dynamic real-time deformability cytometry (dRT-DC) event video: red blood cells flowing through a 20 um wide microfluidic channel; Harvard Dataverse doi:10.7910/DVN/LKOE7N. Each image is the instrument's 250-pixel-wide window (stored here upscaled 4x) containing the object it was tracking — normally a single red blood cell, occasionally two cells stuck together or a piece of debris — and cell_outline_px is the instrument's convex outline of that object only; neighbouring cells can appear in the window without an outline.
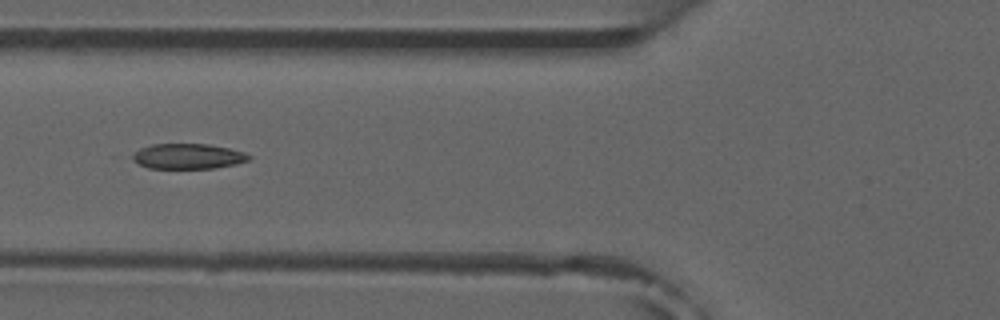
{"species": "common noctule bat (a hibernating species)", "species_latin": "Nyctalus noctula", "temperature_condition": "room temperature", "stored_images_in_passage": 7, "camera_frame_rate_fps": 3000, "um_per_image_px": 0.085, "animal": {"sex": "male", "forearm_length_mm": 52.5}, "frame": {"image": 1, "passage_image": 6, "time_ms": 5.667, "image_size_px": [1000, 320], "cell_outline_px": [[252, 160], [236, 164], [216, 168], [148, 168], [132, 160], [128, 156], [140, 148], [152, 144], [208, 144], [228, 148], [244, 152], [252, 156]], "centroid_in_image_um": [15.98, 13.28], "position_along_channel_um": 109.8, "area_um2": 17.34}}
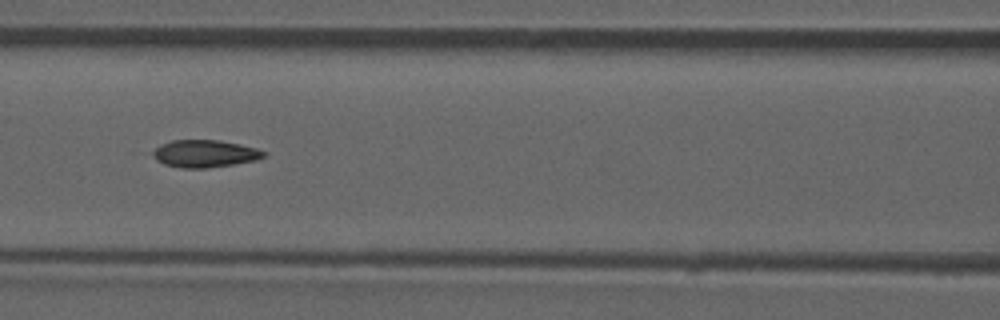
{"frame": {"image": 2, "passage_image": 7, "time_ms": 6.667, "image_size_px": [1000, 320], "cell_outline_px": [[268, 156], [256, 160], [208, 168], [180, 168], [164, 164], [156, 160], [152, 152], [160, 144], [172, 140], [216, 140], [240, 144], [256, 148], [268, 152]], "centroid_in_image_um": [17.43, 13.06], "position_along_channel_um": 149.2, "area_um2": 17.74}}